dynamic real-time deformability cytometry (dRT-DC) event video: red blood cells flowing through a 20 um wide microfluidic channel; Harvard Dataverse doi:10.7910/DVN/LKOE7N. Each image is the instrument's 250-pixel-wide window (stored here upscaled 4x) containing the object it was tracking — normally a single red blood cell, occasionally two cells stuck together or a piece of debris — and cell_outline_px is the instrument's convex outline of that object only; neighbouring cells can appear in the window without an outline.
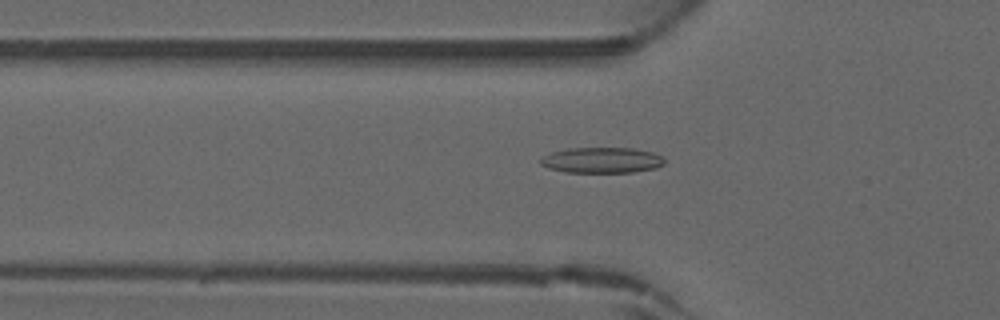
{"species": "common noctule bat (a hibernating species)", "species_latin": "Nyctalus noctula", "temperature_condition": "warm", "stored_images_in_passage": 33, "camera_frame_rate_fps": 3000, "um_per_image_px": 0.085, "animal": {"sex": "male", "forearm_length_mm": 52.5}, "frame": {"image": 1, "passage_image": 3, "time_ms": 0.667, "image_size_px": [1000, 320], "cell_outline_px": [[664, 164], [656, 168], [632, 172], [564, 172], [548, 168], [540, 164], [540, 160], [544, 156], [552, 152], [568, 148], [632, 148], [652, 152], [660, 156], [664, 160]], "centroid_in_image_um": [51.14, 13.62], "position_along_channel_um": 74.7, "area_um2": 18.44}}
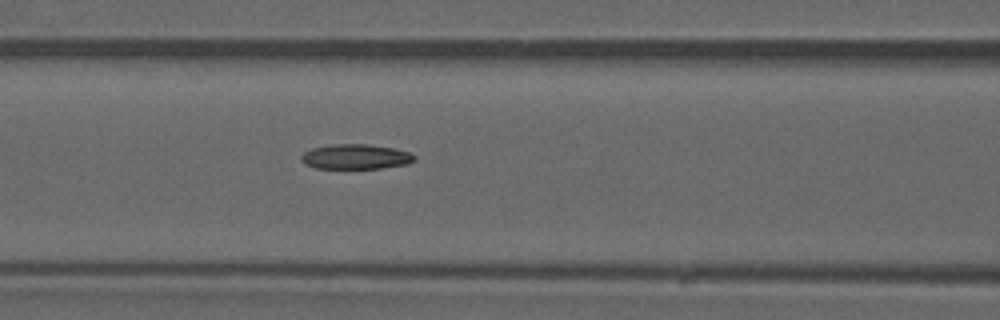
{"frame": {"image": 2, "passage_image": 7, "time_ms": 2.0, "image_size_px": [1000, 320], "cell_outline_px": [[416, 160], [408, 164], [380, 168], [316, 168], [304, 164], [300, 160], [300, 156], [304, 152], [312, 148], [332, 144], [368, 144], [392, 148], [408, 152], [416, 156]], "centroid_in_image_um": [30.21, 13.32], "position_along_channel_um": 136.4, "area_um2": 16.47}}
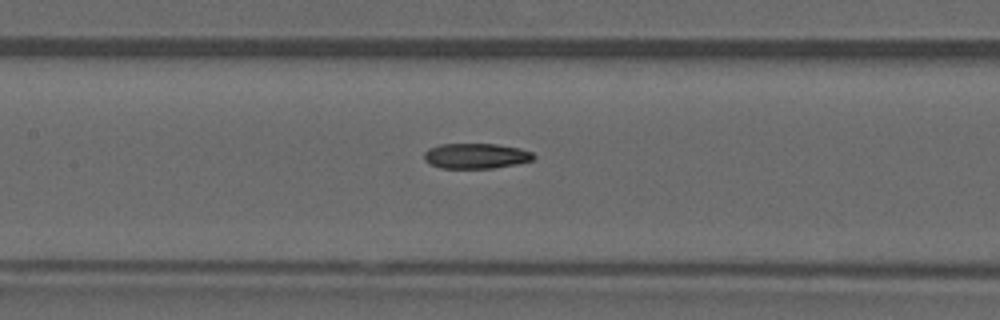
{"frame": {"image": 3, "passage_image": 9, "time_ms": 2.667, "image_size_px": [1000, 320], "cell_outline_px": [[536, 156], [532, 160], [516, 164], [492, 168], [440, 168], [428, 164], [424, 160], [424, 152], [428, 148], [440, 144], [496, 144], [520, 148], [532, 152]], "centroid_in_image_um": [40.42, 13.25], "position_along_channel_um": 167.0, "area_um2": 16.24}}